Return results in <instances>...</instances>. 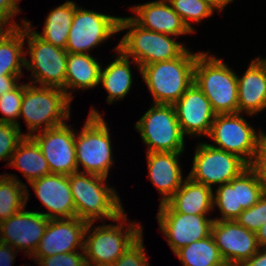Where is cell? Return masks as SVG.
I'll list each match as a JSON object with an SVG mask.
<instances>
[{"label": "cell", "mask_w": 266, "mask_h": 266, "mask_svg": "<svg viewBox=\"0 0 266 266\" xmlns=\"http://www.w3.org/2000/svg\"><path fill=\"white\" fill-rule=\"evenodd\" d=\"M129 221L124 211L112 224L104 222L96 227L94 222L88 223L83 249L87 266H112L143 234L144 227L140 222Z\"/></svg>", "instance_id": "cell-1"}, {"label": "cell", "mask_w": 266, "mask_h": 266, "mask_svg": "<svg viewBox=\"0 0 266 266\" xmlns=\"http://www.w3.org/2000/svg\"><path fill=\"white\" fill-rule=\"evenodd\" d=\"M108 178L75 172L69 175V183L76 209V217L86 222L113 221L124 212L123 204ZM102 220V221H101Z\"/></svg>", "instance_id": "cell-2"}, {"label": "cell", "mask_w": 266, "mask_h": 266, "mask_svg": "<svg viewBox=\"0 0 266 266\" xmlns=\"http://www.w3.org/2000/svg\"><path fill=\"white\" fill-rule=\"evenodd\" d=\"M187 49L180 57L140 68L141 78L150 91L153 104H174L194 83L197 55Z\"/></svg>", "instance_id": "cell-3"}, {"label": "cell", "mask_w": 266, "mask_h": 266, "mask_svg": "<svg viewBox=\"0 0 266 266\" xmlns=\"http://www.w3.org/2000/svg\"><path fill=\"white\" fill-rule=\"evenodd\" d=\"M227 65L209 51H201L195 62L194 83L216 115L238 113L237 73Z\"/></svg>", "instance_id": "cell-4"}, {"label": "cell", "mask_w": 266, "mask_h": 266, "mask_svg": "<svg viewBox=\"0 0 266 266\" xmlns=\"http://www.w3.org/2000/svg\"><path fill=\"white\" fill-rule=\"evenodd\" d=\"M127 30L118 49L139 64L140 68L159 61L180 57L188 48L175 36L142 28L130 16L119 18V32Z\"/></svg>", "instance_id": "cell-5"}, {"label": "cell", "mask_w": 266, "mask_h": 266, "mask_svg": "<svg viewBox=\"0 0 266 266\" xmlns=\"http://www.w3.org/2000/svg\"><path fill=\"white\" fill-rule=\"evenodd\" d=\"M82 130L75 131V153L78 172L108 178L115 160L107 121L91 108Z\"/></svg>", "instance_id": "cell-6"}, {"label": "cell", "mask_w": 266, "mask_h": 266, "mask_svg": "<svg viewBox=\"0 0 266 266\" xmlns=\"http://www.w3.org/2000/svg\"><path fill=\"white\" fill-rule=\"evenodd\" d=\"M71 101L61 88L24 83L19 118L28 127L25 136L68 122L65 120L70 119Z\"/></svg>", "instance_id": "cell-7"}, {"label": "cell", "mask_w": 266, "mask_h": 266, "mask_svg": "<svg viewBox=\"0 0 266 266\" xmlns=\"http://www.w3.org/2000/svg\"><path fill=\"white\" fill-rule=\"evenodd\" d=\"M24 40L28 45V50L25 49V69L31 72L28 83L63 89L68 52L39 38L27 24H24Z\"/></svg>", "instance_id": "cell-8"}, {"label": "cell", "mask_w": 266, "mask_h": 266, "mask_svg": "<svg viewBox=\"0 0 266 266\" xmlns=\"http://www.w3.org/2000/svg\"><path fill=\"white\" fill-rule=\"evenodd\" d=\"M146 152H185V139L173 104H152L135 123Z\"/></svg>", "instance_id": "cell-9"}, {"label": "cell", "mask_w": 266, "mask_h": 266, "mask_svg": "<svg viewBox=\"0 0 266 266\" xmlns=\"http://www.w3.org/2000/svg\"><path fill=\"white\" fill-rule=\"evenodd\" d=\"M192 168L188 177L211 189L213 185L229 183L249 167L236 154L212 147L210 143H197Z\"/></svg>", "instance_id": "cell-10"}, {"label": "cell", "mask_w": 266, "mask_h": 266, "mask_svg": "<svg viewBox=\"0 0 266 266\" xmlns=\"http://www.w3.org/2000/svg\"><path fill=\"white\" fill-rule=\"evenodd\" d=\"M243 116V113L215 115L207 137L213 140L212 147L236 154L250 164L262 130L256 131Z\"/></svg>", "instance_id": "cell-11"}, {"label": "cell", "mask_w": 266, "mask_h": 266, "mask_svg": "<svg viewBox=\"0 0 266 266\" xmlns=\"http://www.w3.org/2000/svg\"><path fill=\"white\" fill-rule=\"evenodd\" d=\"M119 18L89 9L75 8L65 50L69 53H86L119 33Z\"/></svg>", "instance_id": "cell-12"}, {"label": "cell", "mask_w": 266, "mask_h": 266, "mask_svg": "<svg viewBox=\"0 0 266 266\" xmlns=\"http://www.w3.org/2000/svg\"><path fill=\"white\" fill-rule=\"evenodd\" d=\"M158 210L159 231L173 253L211 235L214 219L207 215L177 213L167 203L160 204Z\"/></svg>", "instance_id": "cell-13"}, {"label": "cell", "mask_w": 266, "mask_h": 266, "mask_svg": "<svg viewBox=\"0 0 266 266\" xmlns=\"http://www.w3.org/2000/svg\"><path fill=\"white\" fill-rule=\"evenodd\" d=\"M75 129L62 125L34 133L30 137L38 144L51 173L71 175L78 172L75 153Z\"/></svg>", "instance_id": "cell-14"}, {"label": "cell", "mask_w": 266, "mask_h": 266, "mask_svg": "<svg viewBox=\"0 0 266 266\" xmlns=\"http://www.w3.org/2000/svg\"><path fill=\"white\" fill-rule=\"evenodd\" d=\"M49 218L38 211H27L26 206L0 223V242L17 251H25L30 258L43 237Z\"/></svg>", "instance_id": "cell-15"}, {"label": "cell", "mask_w": 266, "mask_h": 266, "mask_svg": "<svg viewBox=\"0 0 266 266\" xmlns=\"http://www.w3.org/2000/svg\"><path fill=\"white\" fill-rule=\"evenodd\" d=\"M211 235L225 263L240 265L259 250L256 233L235 220H214Z\"/></svg>", "instance_id": "cell-16"}, {"label": "cell", "mask_w": 266, "mask_h": 266, "mask_svg": "<svg viewBox=\"0 0 266 266\" xmlns=\"http://www.w3.org/2000/svg\"><path fill=\"white\" fill-rule=\"evenodd\" d=\"M88 222L77 217L49 219L35 253L30 258H43L60 253L82 251Z\"/></svg>", "instance_id": "cell-17"}, {"label": "cell", "mask_w": 266, "mask_h": 266, "mask_svg": "<svg viewBox=\"0 0 266 266\" xmlns=\"http://www.w3.org/2000/svg\"><path fill=\"white\" fill-rule=\"evenodd\" d=\"M173 106L185 137L208 136L216 114L212 110L210 101L195 83Z\"/></svg>", "instance_id": "cell-18"}, {"label": "cell", "mask_w": 266, "mask_h": 266, "mask_svg": "<svg viewBox=\"0 0 266 266\" xmlns=\"http://www.w3.org/2000/svg\"><path fill=\"white\" fill-rule=\"evenodd\" d=\"M47 212L39 211L49 219L76 217L69 175L50 173L29 183Z\"/></svg>", "instance_id": "cell-19"}, {"label": "cell", "mask_w": 266, "mask_h": 266, "mask_svg": "<svg viewBox=\"0 0 266 266\" xmlns=\"http://www.w3.org/2000/svg\"><path fill=\"white\" fill-rule=\"evenodd\" d=\"M238 113L251 117L266 109V58L255 57L242 76L237 75Z\"/></svg>", "instance_id": "cell-20"}, {"label": "cell", "mask_w": 266, "mask_h": 266, "mask_svg": "<svg viewBox=\"0 0 266 266\" xmlns=\"http://www.w3.org/2000/svg\"><path fill=\"white\" fill-rule=\"evenodd\" d=\"M183 153L146 152L148 177L161 195L160 204L166 203L185 181L179 163Z\"/></svg>", "instance_id": "cell-21"}, {"label": "cell", "mask_w": 266, "mask_h": 266, "mask_svg": "<svg viewBox=\"0 0 266 266\" xmlns=\"http://www.w3.org/2000/svg\"><path fill=\"white\" fill-rule=\"evenodd\" d=\"M130 9L135 13L130 17L144 29L175 37L193 33L167 0L146 2Z\"/></svg>", "instance_id": "cell-22"}, {"label": "cell", "mask_w": 266, "mask_h": 266, "mask_svg": "<svg viewBox=\"0 0 266 266\" xmlns=\"http://www.w3.org/2000/svg\"><path fill=\"white\" fill-rule=\"evenodd\" d=\"M116 58L107 66L101 67L100 83L104 90L108 93L107 103L113 104L118 100H123L131 90L133 83V74L131 63L136 64V68L140 73V66L133 59L130 60L119 49L118 45L114 47Z\"/></svg>", "instance_id": "cell-23"}, {"label": "cell", "mask_w": 266, "mask_h": 266, "mask_svg": "<svg viewBox=\"0 0 266 266\" xmlns=\"http://www.w3.org/2000/svg\"><path fill=\"white\" fill-rule=\"evenodd\" d=\"M86 53L67 54L65 87L66 95L73 100V91L92 89L100 83L102 64Z\"/></svg>", "instance_id": "cell-24"}, {"label": "cell", "mask_w": 266, "mask_h": 266, "mask_svg": "<svg viewBox=\"0 0 266 266\" xmlns=\"http://www.w3.org/2000/svg\"><path fill=\"white\" fill-rule=\"evenodd\" d=\"M213 189L190 179L166 202L175 212L191 215H207L214 210Z\"/></svg>", "instance_id": "cell-25"}, {"label": "cell", "mask_w": 266, "mask_h": 266, "mask_svg": "<svg viewBox=\"0 0 266 266\" xmlns=\"http://www.w3.org/2000/svg\"><path fill=\"white\" fill-rule=\"evenodd\" d=\"M76 6V2L67 0L52 9L46 16L41 33L33 28L30 21L26 20V24L45 42L65 49Z\"/></svg>", "instance_id": "cell-26"}, {"label": "cell", "mask_w": 266, "mask_h": 266, "mask_svg": "<svg viewBox=\"0 0 266 266\" xmlns=\"http://www.w3.org/2000/svg\"><path fill=\"white\" fill-rule=\"evenodd\" d=\"M9 166L18 169L28 183L51 173L38 144L30 136H24L18 143Z\"/></svg>", "instance_id": "cell-27"}, {"label": "cell", "mask_w": 266, "mask_h": 266, "mask_svg": "<svg viewBox=\"0 0 266 266\" xmlns=\"http://www.w3.org/2000/svg\"><path fill=\"white\" fill-rule=\"evenodd\" d=\"M15 26L6 35L0 37V78L2 75H23L25 69L24 24Z\"/></svg>", "instance_id": "cell-28"}, {"label": "cell", "mask_w": 266, "mask_h": 266, "mask_svg": "<svg viewBox=\"0 0 266 266\" xmlns=\"http://www.w3.org/2000/svg\"><path fill=\"white\" fill-rule=\"evenodd\" d=\"M18 177L11 173L0 174V223L27 206L30 191Z\"/></svg>", "instance_id": "cell-29"}, {"label": "cell", "mask_w": 266, "mask_h": 266, "mask_svg": "<svg viewBox=\"0 0 266 266\" xmlns=\"http://www.w3.org/2000/svg\"><path fill=\"white\" fill-rule=\"evenodd\" d=\"M183 266H223L225 264L212 235L177 250Z\"/></svg>", "instance_id": "cell-30"}, {"label": "cell", "mask_w": 266, "mask_h": 266, "mask_svg": "<svg viewBox=\"0 0 266 266\" xmlns=\"http://www.w3.org/2000/svg\"><path fill=\"white\" fill-rule=\"evenodd\" d=\"M213 206L214 210L217 206L221 214V217L213 218L214 220H235L244 210L238 207L237 177L229 183L217 186L213 192Z\"/></svg>", "instance_id": "cell-31"}, {"label": "cell", "mask_w": 266, "mask_h": 266, "mask_svg": "<svg viewBox=\"0 0 266 266\" xmlns=\"http://www.w3.org/2000/svg\"><path fill=\"white\" fill-rule=\"evenodd\" d=\"M172 9L181 17L185 25L193 33L197 30L191 22L201 23L214 14V9L202 0H167Z\"/></svg>", "instance_id": "cell-32"}, {"label": "cell", "mask_w": 266, "mask_h": 266, "mask_svg": "<svg viewBox=\"0 0 266 266\" xmlns=\"http://www.w3.org/2000/svg\"><path fill=\"white\" fill-rule=\"evenodd\" d=\"M264 193L263 185L250 167L237 176L238 207L251 208Z\"/></svg>", "instance_id": "cell-33"}, {"label": "cell", "mask_w": 266, "mask_h": 266, "mask_svg": "<svg viewBox=\"0 0 266 266\" xmlns=\"http://www.w3.org/2000/svg\"><path fill=\"white\" fill-rule=\"evenodd\" d=\"M24 93V83L19 84L15 89L10 92L3 93L0 96V122L11 123L18 126L21 131L19 122V115L21 111V103Z\"/></svg>", "instance_id": "cell-34"}, {"label": "cell", "mask_w": 266, "mask_h": 266, "mask_svg": "<svg viewBox=\"0 0 266 266\" xmlns=\"http://www.w3.org/2000/svg\"><path fill=\"white\" fill-rule=\"evenodd\" d=\"M24 136L25 132L22 133L17 125L0 122V161H9L6 166H9L12 155Z\"/></svg>", "instance_id": "cell-35"}, {"label": "cell", "mask_w": 266, "mask_h": 266, "mask_svg": "<svg viewBox=\"0 0 266 266\" xmlns=\"http://www.w3.org/2000/svg\"><path fill=\"white\" fill-rule=\"evenodd\" d=\"M235 221L246 229L256 232L266 222V192L249 209H244Z\"/></svg>", "instance_id": "cell-36"}, {"label": "cell", "mask_w": 266, "mask_h": 266, "mask_svg": "<svg viewBox=\"0 0 266 266\" xmlns=\"http://www.w3.org/2000/svg\"><path fill=\"white\" fill-rule=\"evenodd\" d=\"M143 240L142 234L112 266H150Z\"/></svg>", "instance_id": "cell-37"}, {"label": "cell", "mask_w": 266, "mask_h": 266, "mask_svg": "<svg viewBox=\"0 0 266 266\" xmlns=\"http://www.w3.org/2000/svg\"><path fill=\"white\" fill-rule=\"evenodd\" d=\"M38 266H87L84 250L55 254L49 257L32 258Z\"/></svg>", "instance_id": "cell-38"}, {"label": "cell", "mask_w": 266, "mask_h": 266, "mask_svg": "<svg viewBox=\"0 0 266 266\" xmlns=\"http://www.w3.org/2000/svg\"><path fill=\"white\" fill-rule=\"evenodd\" d=\"M257 179L266 189V140L261 136L255 151L254 158L249 164Z\"/></svg>", "instance_id": "cell-39"}, {"label": "cell", "mask_w": 266, "mask_h": 266, "mask_svg": "<svg viewBox=\"0 0 266 266\" xmlns=\"http://www.w3.org/2000/svg\"><path fill=\"white\" fill-rule=\"evenodd\" d=\"M21 0H0V13H2L14 26H21L17 21L13 20L16 15L22 13L19 8Z\"/></svg>", "instance_id": "cell-40"}, {"label": "cell", "mask_w": 266, "mask_h": 266, "mask_svg": "<svg viewBox=\"0 0 266 266\" xmlns=\"http://www.w3.org/2000/svg\"><path fill=\"white\" fill-rule=\"evenodd\" d=\"M17 254L15 248L0 242V266H13Z\"/></svg>", "instance_id": "cell-41"}, {"label": "cell", "mask_w": 266, "mask_h": 266, "mask_svg": "<svg viewBox=\"0 0 266 266\" xmlns=\"http://www.w3.org/2000/svg\"><path fill=\"white\" fill-rule=\"evenodd\" d=\"M22 77L23 75H2L0 78V96L15 89Z\"/></svg>", "instance_id": "cell-42"}, {"label": "cell", "mask_w": 266, "mask_h": 266, "mask_svg": "<svg viewBox=\"0 0 266 266\" xmlns=\"http://www.w3.org/2000/svg\"><path fill=\"white\" fill-rule=\"evenodd\" d=\"M239 266H266V247L259 248L256 254Z\"/></svg>", "instance_id": "cell-43"}, {"label": "cell", "mask_w": 266, "mask_h": 266, "mask_svg": "<svg viewBox=\"0 0 266 266\" xmlns=\"http://www.w3.org/2000/svg\"><path fill=\"white\" fill-rule=\"evenodd\" d=\"M203 2H206L208 5H210L215 12H223L222 10L226 8V6L233 2L234 0H202Z\"/></svg>", "instance_id": "cell-44"}, {"label": "cell", "mask_w": 266, "mask_h": 266, "mask_svg": "<svg viewBox=\"0 0 266 266\" xmlns=\"http://www.w3.org/2000/svg\"><path fill=\"white\" fill-rule=\"evenodd\" d=\"M15 26L0 13V37L6 35Z\"/></svg>", "instance_id": "cell-45"}, {"label": "cell", "mask_w": 266, "mask_h": 266, "mask_svg": "<svg viewBox=\"0 0 266 266\" xmlns=\"http://www.w3.org/2000/svg\"><path fill=\"white\" fill-rule=\"evenodd\" d=\"M255 233L259 247H266V222Z\"/></svg>", "instance_id": "cell-46"}, {"label": "cell", "mask_w": 266, "mask_h": 266, "mask_svg": "<svg viewBox=\"0 0 266 266\" xmlns=\"http://www.w3.org/2000/svg\"><path fill=\"white\" fill-rule=\"evenodd\" d=\"M223 266H238V265L225 263Z\"/></svg>", "instance_id": "cell-47"}, {"label": "cell", "mask_w": 266, "mask_h": 266, "mask_svg": "<svg viewBox=\"0 0 266 266\" xmlns=\"http://www.w3.org/2000/svg\"><path fill=\"white\" fill-rule=\"evenodd\" d=\"M262 137L266 140V133L262 131Z\"/></svg>", "instance_id": "cell-48"}]
</instances>
